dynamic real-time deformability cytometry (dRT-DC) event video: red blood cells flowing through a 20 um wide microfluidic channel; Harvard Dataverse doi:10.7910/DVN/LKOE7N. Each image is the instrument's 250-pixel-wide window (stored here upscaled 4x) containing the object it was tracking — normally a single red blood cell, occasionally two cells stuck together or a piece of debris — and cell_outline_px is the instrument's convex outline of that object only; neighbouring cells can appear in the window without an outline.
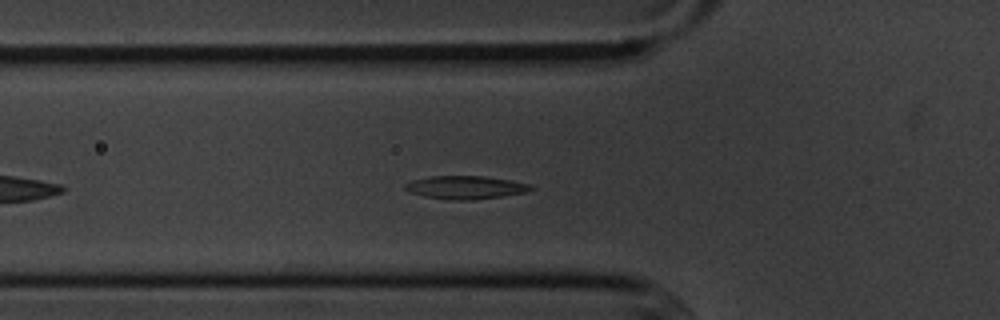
{"species": "common noctule bat (a hibernating species)", "species_latin": "Nyctalus noctula", "temperature_condition": "cold", "stored_images_in_passage": 35, "camera_frame_rate_fps": 3000, "um_per_image_px": 0.085, "animal": {"sex": "male", "body_mass_g": 20.1, "forearm_length_mm": 53.5}, "frame": {"image": 1, "passage_image": 9, "time_ms": 2.667, "image_size_px": [1000, 320], "cell_outline_px": [[536, 188], [524, 192], [500, 196], [472, 200], [452, 200], [424, 196], [408, 192], [404, 188], [404, 184], [412, 180], [432, 176], [484, 176], [512, 180], [528, 184]], "centroid_in_image_um": [39.54, 15.92], "position_along_channel_um": 86.3, "area_um2": 16.88}}
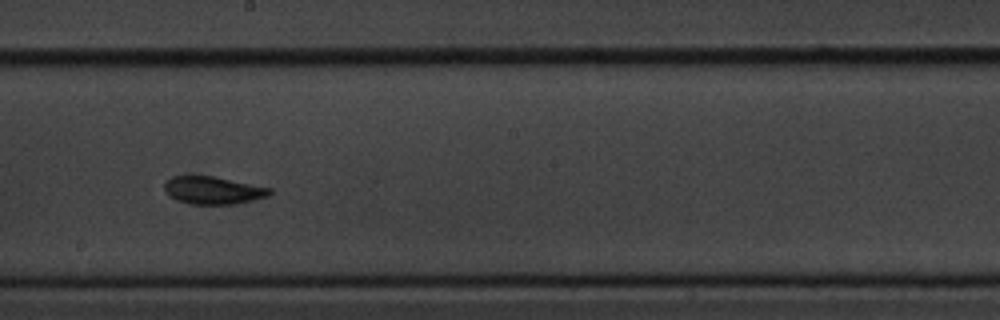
{"frame": {"image": 2, "passage_image": 21, "time_ms": 6.667, "image_size_px": [1000, 320], "cell_outline_px": [[272, 192], [268, 196], [236, 204], [192, 204], [176, 200], [168, 196], [164, 188], [164, 184], [172, 176], [212, 176], [272, 188]], "centroid_in_image_um": [18.1, 16.18], "position_along_channel_um": 230.1, "area_um2": 16.88}}
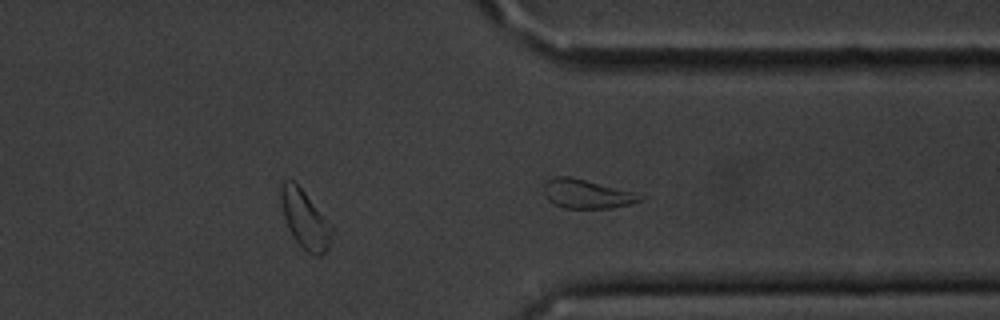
{"frame": {"image": 3, "passage_image": 32, "time_ms": 10.333, "image_size_px": [1000, 320], "cell_outline_px": [[332, 232], [328, 248], [320, 256], [316, 256], [308, 252], [296, 240], [288, 228], [284, 216], [280, 196], [280, 188], [284, 180], [292, 180], [304, 192], [332, 224]], "centroid_in_image_um": [25.93, 18.64], "position_along_channel_um": 385.5, "area_um2": 16.88}, "authors_computed_cell_mechanics": {"area_um2": 16.6464, "velocity_mm_per_s": 3.5848, "shape_relaxation_time_tau1_ms": 3.8601, "shape_relaxation_time_tau2_ms": 9.9227, "deformation_change_tau1": 0.1174, "deformation_change_tau2": 0.1688}}